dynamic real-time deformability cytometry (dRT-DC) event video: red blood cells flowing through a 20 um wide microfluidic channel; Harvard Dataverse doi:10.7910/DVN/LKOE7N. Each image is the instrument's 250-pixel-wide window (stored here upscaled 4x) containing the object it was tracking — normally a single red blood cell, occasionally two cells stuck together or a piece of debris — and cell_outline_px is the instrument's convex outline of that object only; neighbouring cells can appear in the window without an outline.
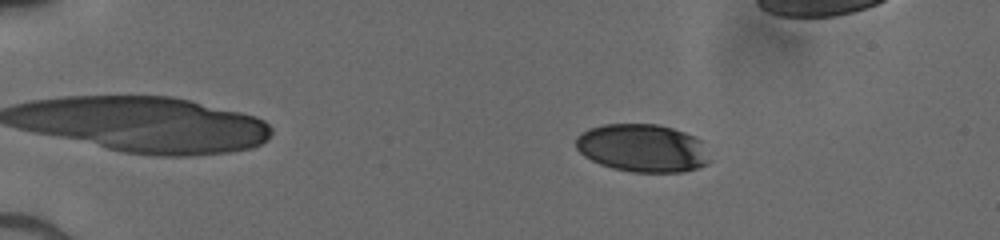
{"species": "human", "species_latin": "Homo sapiens", "temperature_condition": "cold", "stored_images_in_passage": 48, "camera_frame_rate_fps": 3000, "um_per_image_px": 0.085, "donor": {"sex": "male"}, "frame": {"image": 1, "passage_image": 10, "time_ms": 3.0, "image_size_px": [1000, 240], "cell_outline_px": [[712, 160], [708, 164], [684, 172], [632, 172], [612, 168], [600, 164], [584, 156], [576, 148], [576, 136], [588, 128], [604, 124], [656, 124], [672, 128], [684, 132], [700, 140]], "centroid_in_image_um": [54.6, 12.59], "position_along_channel_um": 30.4, "area_um2": 37.51}}
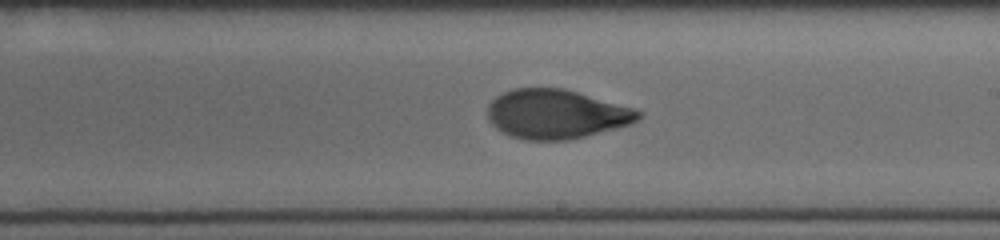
{"frame": {"image": 2, "passage_image": 32, "time_ms": 10.333, "image_size_px": [1000, 240], "cell_outline_px": [[644, 112], [636, 120], [628, 124], [572, 140], [524, 140], [508, 136], [496, 128], [488, 120], [488, 104], [496, 96], [512, 88], [564, 88], [632, 108]], "centroid_in_image_um": [47.21, 9.7], "position_along_channel_um": 241.8, "area_um2": 43.12}}
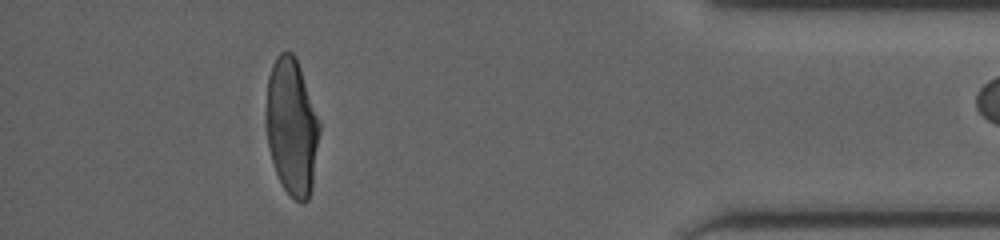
{"frame": {"image": 3, "passage_image": 47, "time_ms": 15.333, "image_size_px": [1000, 240], "cell_outline_px": [[320, 132], [312, 188], [308, 200], [304, 204], [300, 204], [284, 188], [276, 172], [272, 160], [268, 144], [268, 76], [272, 64], [276, 56], [280, 52], [292, 52], [296, 56], [320, 120]], "centroid_in_image_um": [24.84, 10.77], "position_along_channel_um": 410.4, "area_um2": 42.19}}